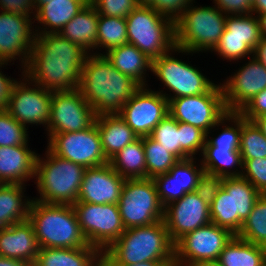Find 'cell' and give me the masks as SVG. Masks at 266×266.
<instances>
[{
  "mask_svg": "<svg viewBox=\"0 0 266 266\" xmlns=\"http://www.w3.org/2000/svg\"><path fill=\"white\" fill-rule=\"evenodd\" d=\"M88 54L92 53L59 33L36 34L22 73L29 86L33 82L49 91L75 90L79 87Z\"/></svg>",
  "mask_w": 266,
  "mask_h": 266,
  "instance_id": "cell-1",
  "label": "cell"
},
{
  "mask_svg": "<svg viewBox=\"0 0 266 266\" xmlns=\"http://www.w3.org/2000/svg\"><path fill=\"white\" fill-rule=\"evenodd\" d=\"M141 86L119 72L101 53L88 55L78 89L94 114H118Z\"/></svg>",
  "mask_w": 266,
  "mask_h": 266,
  "instance_id": "cell-2",
  "label": "cell"
},
{
  "mask_svg": "<svg viewBox=\"0 0 266 266\" xmlns=\"http://www.w3.org/2000/svg\"><path fill=\"white\" fill-rule=\"evenodd\" d=\"M145 261H174V243L164 220L126 229L101 257V264L133 265Z\"/></svg>",
  "mask_w": 266,
  "mask_h": 266,
  "instance_id": "cell-3",
  "label": "cell"
},
{
  "mask_svg": "<svg viewBox=\"0 0 266 266\" xmlns=\"http://www.w3.org/2000/svg\"><path fill=\"white\" fill-rule=\"evenodd\" d=\"M28 221L40 248H79L85 240L72 205L49 204L32 200Z\"/></svg>",
  "mask_w": 266,
  "mask_h": 266,
  "instance_id": "cell-4",
  "label": "cell"
},
{
  "mask_svg": "<svg viewBox=\"0 0 266 266\" xmlns=\"http://www.w3.org/2000/svg\"><path fill=\"white\" fill-rule=\"evenodd\" d=\"M46 159L36 158L35 179L40 198L49 204L73 205L77 202L85 167L53 154L48 148Z\"/></svg>",
  "mask_w": 266,
  "mask_h": 266,
  "instance_id": "cell-5",
  "label": "cell"
},
{
  "mask_svg": "<svg viewBox=\"0 0 266 266\" xmlns=\"http://www.w3.org/2000/svg\"><path fill=\"white\" fill-rule=\"evenodd\" d=\"M190 4L175 22V52L213 50L226 27V17L217 7Z\"/></svg>",
  "mask_w": 266,
  "mask_h": 266,
  "instance_id": "cell-6",
  "label": "cell"
},
{
  "mask_svg": "<svg viewBox=\"0 0 266 266\" xmlns=\"http://www.w3.org/2000/svg\"><path fill=\"white\" fill-rule=\"evenodd\" d=\"M127 40L154 60L175 51V23L150 6H137L126 17Z\"/></svg>",
  "mask_w": 266,
  "mask_h": 266,
  "instance_id": "cell-7",
  "label": "cell"
},
{
  "mask_svg": "<svg viewBox=\"0 0 266 266\" xmlns=\"http://www.w3.org/2000/svg\"><path fill=\"white\" fill-rule=\"evenodd\" d=\"M118 207L125 229L151 225L164 219V207L152 178L126 179Z\"/></svg>",
  "mask_w": 266,
  "mask_h": 266,
  "instance_id": "cell-8",
  "label": "cell"
},
{
  "mask_svg": "<svg viewBox=\"0 0 266 266\" xmlns=\"http://www.w3.org/2000/svg\"><path fill=\"white\" fill-rule=\"evenodd\" d=\"M169 114L178 122L188 123L210 134V129L228 120L221 84L207 93L168 100Z\"/></svg>",
  "mask_w": 266,
  "mask_h": 266,
  "instance_id": "cell-9",
  "label": "cell"
},
{
  "mask_svg": "<svg viewBox=\"0 0 266 266\" xmlns=\"http://www.w3.org/2000/svg\"><path fill=\"white\" fill-rule=\"evenodd\" d=\"M72 206L85 240L102 253L126 230L118 204L75 202Z\"/></svg>",
  "mask_w": 266,
  "mask_h": 266,
  "instance_id": "cell-10",
  "label": "cell"
},
{
  "mask_svg": "<svg viewBox=\"0 0 266 266\" xmlns=\"http://www.w3.org/2000/svg\"><path fill=\"white\" fill-rule=\"evenodd\" d=\"M47 148L55 155L85 168L109 163L101 146V138L94 122L83 131L49 134Z\"/></svg>",
  "mask_w": 266,
  "mask_h": 266,
  "instance_id": "cell-11",
  "label": "cell"
},
{
  "mask_svg": "<svg viewBox=\"0 0 266 266\" xmlns=\"http://www.w3.org/2000/svg\"><path fill=\"white\" fill-rule=\"evenodd\" d=\"M234 237L228 229L209 224L186 233L174 243V262L180 265L218 260L221 251Z\"/></svg>",
  "mask_w": 266,
  "mask_h": 266,
  "instance_id": "cell-12",
  "label": "cell"
},
{
  "mask_svg": "<svg viewBox=\"0 0 266 266\" xmlns=\"http://www.w3.org/2000/svg\"><path fill=\"white\" fill-rule=\"evenodd\" d=\"M170 51L152 60V70L158 79L171 90L173 96L163 94L168 100L207 93L215 84L198 69L171 56Z\"/></svg>",
  "mask_w": 266,
  "mask_h": 266,
  "instance_id": "cell-13",
  "label": "cell"
},
{
  "mask_svg": "<svg viewBox=\"0 0 266 266\" xmlns=\"http://www.w3.org/2000/svg\"><path fill=\"white\" fill-rule=\"evenodd\" d=\"M92 106L79 89L53 91L48 134L83 131L95 121Z\"/></svg>",
  "mask_w": 266,
  "mask_h": 266,
  "instance_id": "cell-14",
  "label": "cell"
},
{
  "mask_svg": "<svg viewBox=\"0 0 266 266\" xmlns=\"http://www.w3.org/2000/svg\"><path fill=\"white\" fill-rule=\"evenodd\" d=\"M146 88L141 86L118 113L138 137L150 136L169 114L168 99L161 92Z\"/></svg>",
  "mask_w": 266,
  "mask_h": 266,
  "instance_id": "cell-15",
  "label": "cell"
},
{
  "mask_svg": "<svg viewBox=\"0 0 266 266\" xmlns=\"http://www.w3.org/2000/svg\"><path fill=\"white\" fill-rule=\"evenodd\" d=\"M25 82L16 81L11 89L6 111L24 127L26 124L47 125L50 120L53 91L46 90L37 84L35 88Z\"/></svg>",
  "mask_w": 266,
  "mask_h": 266,
  "instance_id": "cell-16",
  "label": "cell"
},
{
  "mask_svg": "<svg viewBox=\"0 0 266 266\" xmlns=\"http://www.w3.org/2000/svg\"><path fill=\"white\" fill-rule=\"evenodd\" d=\"M163 220L170 240L175 243L186 233L211 222L210 205L195 192L186 193L181 199L164 207Z\"/></svg>",
  "mask_w": 266,
  "mask_h": 266,
  "instance_id": "cell-17",
  "label": "cell"
},
{
  "mask_svg": "<svg viewBox=\"0 0 266 266\" xmlns=\"http://www.w3.org/2000/svg\"><path fill=\"white\" fill-rule=\"evenodd\" d=\"M31 20V16L1 11L0 62L9 63L22 56L21 63L25 68L36 36L35 31L32 33Z\"/></svg>",
  "mask_w": 266,
  "mask_h": 266,
  "instance_id": "cell-18",
  "label": "cell"
},
{
  "mask_svg": "<svg viewBox=\"0 0 266 266\" xmlns=\"http://www.w3.org/2000/svg\"><path fill=\"white\" fill-rule=\"evenodd\" d=\"M228 112H239L266 88V67L254 56L232 77L221 84Z\"/></svg>",
  "mask_w": 266,
  "mask_h": 266,
  "instance_id": "cell-19",
  "label": "cell"
},
{
  "mask_svg": "<svg viewBox=\"0 0 266 266\" xmlns=\"http://www.w3.org/2000/svg\"><path fill=\"white\" fill-rule=\"evenodd\" d=\"M125 180L109 163L86 168L77 202L118 204Z\"/></svg>",
  "mask_w": 266,
  "mask_h": 266,
  "instance_id": "cell-20",
  "label": "cell"
},
{
  "mask_svg": "<svg viewBox=\"0 0 266 266\" xmlns=\"http://www.w3.org/2000/svg\"><path fill=\"white\" fill-rule=\"evenodd\" d=\"M195 158L177 161L168 173L152 178L155 183L158 198L163 207L181 199L186 193L195 192L200 176L205 171L202 165L196 168Z\"/></svg>",
  "mask_w": 266,
  "mask_h": 266,
  "instance_id": "cell-21",
  "label": "cell"
},
{
  "mask_svg": "<svg viewBox=\"0 0 266 266\" xmlns=\"http://www.w3.org/2000/svg\"><path fill=\"white\" fill-rule=\"evenodd\" d=\"M37 155L28 144L0 146V182L24 185L31 177L33 179Z\"/></svg>",
  "mask_w": 266,
  "mask_h": 266,
  "instance_id": "cell-22",
  "label": "cell"
},
{
  "mask_svg": "<svg viewBox=\"0 0 266 266\" xmlns=\"http://www.w3.org/2000/svg\"><path fill=\"white\" fill-rule=\"evenodd\" d=\"M39 249L33 226L28 220L0 228V256L34 263Z\"/></svg>",
  "mask_w": 266,
  "mask_h": 266,
  "instance_id": "cell-23",
  "label": "cell"
},
{
  "mask_svg": "<svg viewBox=\"0 0 266 266\" xmlns=\"http://www.w3.org/2000/svg\"><path fill=\"white\" fill-rule=\"evenodd\" d=\"M101 146L109 161L115 154L137 140V134L118 114H102L95 117Z\"/></svg>",
  "mask_w": 266,
  "mask_h": 266,
  "instance_id": "cell-24",
  "label": "cell"
},
{
  "mask_svg": "<svg viewBox=\"0 0 266 266\" xmlns=\"http://www.w3.org/2000/svg\"><path fill=\"white\" fill-rule=\"evenodd\" d=\"M102 252L94 246L40 248L34 266H101Z\"/></svg>",
  "mask_w": 266,
  "mask_h": 266,
  "instance_id": "cell-25",
  "label": "cell"
},
{
  "mask_svg": "<svg viewBox=\"0 0 266 266\" xmlns=\"http://www.w3.org/2000/svg\"><path fill=\"white\" fill-rule=\"evenodd\" d=\"M104 56L119 72L130 77L140 86H146L145 73L147 70H152V59L137 47L128 43L112 48Z\"/></svg>",
  "mask_w": 266,
  "mask_h": 266,
  "instance_id": "cell-26",
  "label": "cell"
},
{
  "mask_svg": "<svg viewBox=\"0 0 266 266\" xmlns=\"http://www.w3.org/2000/svg\"><path fill=\"white\" fill-rule=\"evenodd\" d=\"M89 2L90 0H51L43 4L33 14L35 20L44 26L41 31H38L39 28L35 30L36 34L59 33Z\"/></svg>",
  "mask_w": 266,
  "mask_h": 266,
  "instance_id": "cell-27",
  "label": "cell"
},
{
  "mask_svg": "<svg viewBox=\"0 0 266 266\" xmlns=\"http://www.w3.org/2000/svg\"><path fill=\"white\" fill-rule=\"evenodd\" d=\"M99 14L94 5L89 2L75 15L59 32V34L81 46L87 52L96 49ZM91 48V49H90ZM89 50V51H88Z\"/></svg>",
  "mask_w": 266,
  "mask_h": 266,
  "instance_id": "cell-28",
  "label": "cell"
},
{
  "mask_svg": "<svg viewBox=\"0 0 266 266\" xmlns=\"http://www.w3.org/2000/svg\"><path fill=\"white\" fill-rule=\"evenodd\" d=\"M222 188L232 191L233 234L238 235L256 200L262 194L242 176L223 178Z\"/></svg>",
  "mask_w": 266,
  "mask_h": 266,
  "instance_id": "cell-29",
  "label": "cell"
},
{
  "mask_svg": "<svg viewBox=\"0 0 266 266\" xmlns=\"http://www.w3.org/2000/svg\"><path fill=\"white\" fill-rule=\"evenodd\" d=\"M24 185L2 184L0 186V228L28 220L33 199L24 198Z\"/></svg>",
  "mask_w": 266,
  "mask_h": 266,
  "instance_id": "cell-30",
  "label": "cell"
},
{
  "mask_svg": "<svg viewBox=\"0 0 266 266\" xmlns=\"http://www.w3.org/2000/svg\"><path fill=\"white\" fill-rule=\"evenodd\" d=\"M222 266H266V248L234 235L221 251Z\"/></svg>",
  "mask_w": 266,
  "mask_h": 266,
  "instance_id": "cell-31",
  "label": "cell"
},
{
  "mask_svg": "<svg viewBox=\"0 0 266 266\" xmlns=\"http://www.w3.org/2000/svg\"><path fill=\"white\" fill-rule=\"evenodd\" d=\"M111 167L125 179L146 178V158L143 137L127 144L110 160Z\"/></svg>",
  "mask_w": 266,
  "mask_h": 266,
  "instance_id": "cell-32",
  "label": "cell"
},
{
  "mask_svg": "<svg viewBox=\"0 0 266 266\" xmlns=\"http://www.w3.org/2000/svg\"><path fill=\"white\" fill-rule=\"evenodd\" d=\"M201 153L203 154V159L200 165H202L206 172L222 176L223 178L241 176L242 172L237 169V172L227 170L238 165L242 168L243 162L240 151H228V149L215 148L206 140Z\"/></svg>",
  "mask_w": 266,
  "mask_h": 266,
  "instance_id": "cell-33",
  "label": "cell"
},
{
  "mask_svg": "<svg viewBox=\"0 0 266 266\" xmlns=\"http://www.w3.org/2000/svg\"><path fill=\"white\" fill-rule=\"evenodd\" d=\"M238 237L266 248V195L255 202L248 218L243 223Z\"/></svg>",
  "mask_w": 266,
  "mask_h": 266,
  "instance_id": "cell-34",
  "label": "cell"
},
{
  "mask_svg": "<svg viewBox=\"0 0 266 266\" xmlns=\"http://www.w3.org/2000/svg\"><path fill=\"white\" fill-rule=\"evenodd\" d=\"M128 44L126 18L99 15L96 48H112Z\"/></svg>",
  "mask_w": 266,
  "mask_h": 266,
  "instance_id": "cell-35",
  "label": "cell"
},
{
  "mask_svg": "<svg viewBox=\"0 0 266 266\" xmlns=\"http://www.w3.org/2000/svg\"><path fill=\"white\" fill-rule=\"evenodd\" d=\"M252 15H227L222 36L244 37V42L254 51L261 40V33L259 19Z\"/></svg>",
  "mask_w": 266,
  "mask_h": 266,
  "instance_id": "cell-36",
  "label": "cell"
},
{
  "mask_svg": "<svg viewBox=\"0 0 266 266\" xmlns=\"http://www.w3.org/2000/svg\"><path fill=\"white\" fill-rule=\"evenodd\" d=\"M143 146L146 158V178L168 173L172 166L179 161L150 136L143 137Z\"/></svg>",
  "mask_w": 266,
  "mask_h": 266,
  "instance_id": "cell-37",
  "label": "cell"
},
{
  "mask_svg": "<svg viewBox=\"0 0 266 266\" xmlns=\"http://www.w3.org/2000/svg\"><path fill=\"white\" fill-rule=\"evenodd\" d=\"M241 159L266 157V138L253 121L242 116V130L240 134Z\"/></svg>",
  "mask_w": 266,
  "mask_h": 266,
  "instance_id": "cell-38",
  "label": "cell"
},
{
  "mask_svg": "<svg viewBox=\"0 0 266 266\" xmlns=\"http://www.w3.org/2000/svg\"><path fill=\"white\" fill-rule=\"evenodd\" d=\"M150 137L180 160L179 122L170 114L153 129Z\"/></svg>",
  "mask_w": 266,
  "mask_h": 266,
  "instance_id": "cell-39",
  "label": "cell"
},
{
  "mask_svg": "<svg viewBox=\"0 0 266 266\" xmlns=\"http://www.w3.org/2000/svg\"><path fill=\"white\" fill-rule=\"evenodd\" d=\"M180 132V160L194 158L199 151H203L206 133L193 125L179 122Z\"/></svg>",
  "mask_w": 266,
  "mask_h": 266,
  "instance_id": "cell-40",
  "label": "cell"
},
{
  "mask_svg": "<svg viewBox=\"0 0 266 266\" xmlns=\"http://www.w3.org/2000/svg\"><path fill=\"white\" fill-rule=\"evenodd\" d=\"M210 217L212 223L228 229L233 234L232 191H225L221 187L210 204Z\"/></svg>",
  "mask_w": 266,
  "mask_h": 266,
  "instance_id": "cell-41",
  "label": "cell"
},
{
  "mask_svg": "<svg viewBox=\"0 0 266 266\" xmlns=\"http://www.w3.org/2000/svg\"><path fill=\"white\" fill-rule=\"evenodd\" d=\"M27 128L6 110L0 111V146L28 144Z\"/></svg>",
  "mask_w": 266,
  "mask_h": 266,
  "instance_id": "cell-42",
  "label": "cell"
},
{
  "mask_svg": "<svg viewBox=\"0 0 266 266\" xmlns=\"http://www.w3.org/2000/svg\"><path fill=\"white\" fill-rule=\"evenodd\" d=\"M228 121L234 123L233 126H224L222 133L216 138H208L206 140L215 148L228 149V151H239L240 134L242 130V115L239 112H228Z\"/></svg>",
  "mask_w": 266,
  "mask_h": 266,
  "instance_id": "cell-43",
  "label": "cell"
},
{
  "mask_svg": "<svg viewBox=\"0 0 266 266\" xmlns=\"http://www.w3.org/2000/svg\"><path fill=\"white\" fill-rule=\"evenodd\" d=\"M226 60H241L253 54V50L244 42V37L221 36L219 43L212 50Z\"/></svg>",
  "mask_w": 266,
  "mask_h": 266,
  "instance_id": "cell-44",
  "label": "cell"
},
{
  "mask_svg": "<svg viewBox=\"0 0 266 266\" xmlns=\"http://www.w3.org/2000/svg\"><path fill=\"white\" fill-rule=\"evenodd\" d=\"M241 176L247 179L261 194L266 195V157L242 159ZM246 172V173H245Z\"/></svg>",
  "mask_w": 266,
  "mask_h": 266,
  "instance_id": "cell-45",
  "label": "cell"
},
{
  "mask_svg": "<svg viewBox=\"0 0 266 266\" xmlns=\"http://www.w3.org/2000/svg\"><path fill=\"white\" fill-rule=\"evenodd\" d=\"M99 15L126 18L138 5L136 0H90Z\"/></svg>",
  "mask_w": 266,
  "mask_h": 266,
  "instance_id": "cell-46",
  "label": "cell"
},
{
  "mask_svg": "<svg viewBox=\"0 0 266 266\" xmlns=\"http://www.w3.org/2000/svg\"><path fill=\"white\" fill-rule=\"evenodd\" d=\"M223 177L206 171L200 176L195 193L207 204H211L222 187Z\"/></svg>",
  "mask_w": 266,
  "mask_h": 266,
  "instance_id": "cell-47",
  "label": "cell"
},
{
  "mask_svg": "<svg viewBox=\"0 0 266 266\" xmlns=\"http://www.w3.org/2000/svg\"><path fill=\"white\" fill-rule=\"evenodd\" d=\"M192 2L193 0H153L149 6L175 23Z\"/></svg>",
  "mask_w": 266,
  "mask_h": 266,
  "instance_id": "cell-48",
  "label": "cell"
},
{
  "mask_svg": "<svg viewBox=\"0 0 266 266\" xmlns=\"http://www.w3.org/2000/svg\"><path fill=\"white\" fill-rule=\"evenodd\" d=\"M239 113L246 119L252 121L255 117L266 114V88L255 95Z\"/></svg>",
  "mask_w": 266,
  "mask_h": 266,
  "instance_id": "cell-49",
  "label": "cell"
},
{
  "mask_svg": "<svg viewBox=\"0 0 266 266\" xmlns=\"http://www.w3.org/2000/svg\"><path fill=\"white\" fill-rule=\"evenodd\" d=\"M216 7L226 15H246L252 13L249 0H214Z\"/></svg>",
  "mask_w": 266,
  "mask_h": 266,
  "instance_id": "cell-50",
  "label": "cell"
},
{
  "mask_svg": "<svg viewBox=\"0 0 266 266\" xmlns=\"http://www.w3.org/2000/svg\"><path fill=\"white\" fill-rule=\"evenodd\" d=\"M0 8L1 11L4 12L24 16H31V13H36V5L34 0H0ZM32 8H35L34 12H32Z\"/></svg>",
  "mask_w": 266,
  "mask_h": 266,
  "instance_id": "cell-51",
  "label": "cell"
},
{
  "mask_svg": "<svg viewBox=\"0 0 266 266\" xmlns=\"http://www.w3.org/2000/svg\"><path fill=\"white\" fill-rule=\"evenodd\" d=\"M5 64L8 65V63L0 62V67H2V65L4 67ZM16 81L17 80H14L13 78L11 79L3 75L2 71L0 72V111L6 110L11 89Z\"/></svg>",
  "mask_w": 266,
  "mask_h": 266,
  "instance_id": "cell-52",
  "label": "cell"
},
{
  "mask_svg": "<svg viewBox=\"0 0 266 266\" xmlns=\"http://www.w3.org/2000/svg\"><path fill=\"white\" fill-rule=\"evenodd\" d=\"M257 60H259L266 67V38L261 37L258 45L256 46L253 55Z\"/></svg>",
  "mask_w": 266,
  "mask_h": 266,
  "instance_id": "cell-53",
  "label": "cell"
},
{
  "mask_svg": "<svg viewBox=\"0 0 266 266\" xmlns=\"http://www.w3.org/2000/svg\"><path fill=\"white\" fill-rule=\"evenodd\" d=\"M174 263V261H145L138 264L126 265V264H101V266H167Z\"/></svg>",
  "mask_w": 266,
  "mask_h": 266,
  "instance_id": "cell-54",
  "label": "cell"
},
{
  "mask_svg": "<svg viewBox=\"0 0 266 266\" xmlns=\"http://www.w3.org/2000/svg\"><path fill=\"white\" fill-rule=\"evenodd\" d=\"M0 266H34V263L0 256Z\"/></svg>",
  "mask_w": 266,
  "mask_h": 266,
  "instance_id": "cell-55",
  "label": "cell"
},
{
  "mask_svg": "<svg viewBox=\"0 0 266 266\" xmlns=\"http://www.w3.org/2000/svg\"><path fill=\"white\" fill-rule=\"evenodd\" d=\"M254 13L258 14L257 17L266 14V0H254L252 2V14Z\"/></svg>",
  "mask_w": 266,
  "mask_h": 266,
  "instance_id": "cell-56",
  "label": "cell"
},
{
  "mask_svg": "<svg viewBox=\"0 0 266 266\" xmlns=\"http://www.w3.org/2000/svg\"><path fill=\"white\" fill-rule=\"evenodd\" d=\"M252 121L260 129L261 133L266 138V114L259 117H255Z\"/></svg>",
  "mask_w": 266,
  "mask_h": 266,
  "instance_id": "cell-57",
  "label": "cell"
},
{
  "mask_svg": "<svg viewBox=\"0 0 266 266\" xmlns=\"http://www.w3.org/2000/svg\"><path fill=\"white\" fill-rule=\"evenodd\" d=\"M183 266H222L218 260L202 261L195 264L183 265Z\"/></svg>",
  "mask_w": 266,
  "mask_h": 266,
  "instance_id": "cell-58",
  "label": "cell"
},
{
  "mask_svg": "<svg viewBox=\"0 0 266 266\" xmlns=\"http://www.w3.org/2000/svg\"><path fill=\"white\" fill-rule=\"evenodd\" d=\"M260 22V33L261 37L266 38V14H262L258 16Z\"/></svg>",
  "mask_w": 266,
  "mask_h": 266,
  "instance_id": "cell-59",
  "label": "cell"
},
{
  "mask_svg": "<svg viewBox=\"0 0 266 266\" xmlns=\"http://www.w3.org/2000/svg\"><path fill=\"white\" fill-rule=\"evenodd\" d=\"M153 0H136L138 6H149Z\"/></svg>",
  "mask_w": 266,
  "mask_h": 266,
  "instance_id": "cell-60",
  "label": "cell"
},
{
  "mask_svg": "<svg viewBox=\"0 0 266 266\" xmlns=\"http://www.w3.org/2000/svg\"><path fill=\"white\" fill-rule=\"evenodd\" d=\"M51 0H34L36 5V11L45 3L50 2Z\"/></svg>",
  "mask_w": 266,
  "mask_h": 266,
  "instance_id": "cell-61",
  "label": "cell"
},
{
  "mask_svg": "<svg viewBox=\"0 0 266 266\" xmlns=\"http://www.w3.org/2000/svg\"><path fill=\"white\" fill-rule=\"evenodd\" d=\"M167 266H183V265H180V264H177V263H172V264H170V265H167Z\"/></svg>",
  "mask_w": 266,
  "mask_h": 266,
  "instance_id": "cell-62",
  "label": "cell"
}]
</instances>
